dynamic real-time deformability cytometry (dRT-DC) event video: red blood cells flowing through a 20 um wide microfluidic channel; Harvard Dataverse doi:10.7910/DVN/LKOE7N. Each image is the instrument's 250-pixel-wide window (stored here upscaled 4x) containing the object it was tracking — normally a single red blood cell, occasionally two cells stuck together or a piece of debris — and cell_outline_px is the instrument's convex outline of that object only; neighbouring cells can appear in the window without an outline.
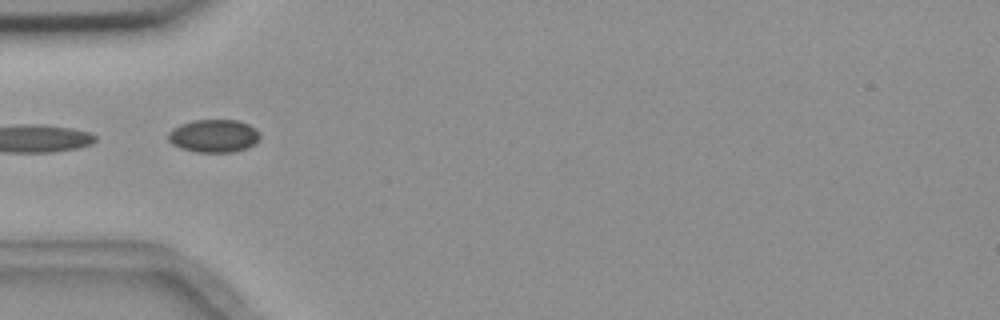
{"species": "common noctule bat (a hibernating species)", "species_latin": "Nyctalus noctula", "temperature_condition": "room temperature", "stored_images_in_passage": 7, "camera_frame_rate_fps": 3000, "um_per_image_px": 0.085, "animal": {"sex": "female", "body_mass_g": 18.4}, "frame": {"image": 1, "passage_image": 3, "time_ms": 3.333, "image_size_px": [1000, 320], "cell_outline_px": [[260, 140], [256, 144], [248, 148], [232, 152], [196, 152], [180, 148], [172, 144], [168, 140], [168, 132], [172, 128], [180, 124], [192, 120], [236, 120], [248, 124], [256, 128], [260, 132]], "centroid_in_image_um": [18.19, 11.55], "position_along_channel_um": 66.8, "area_um2": 17.92}}
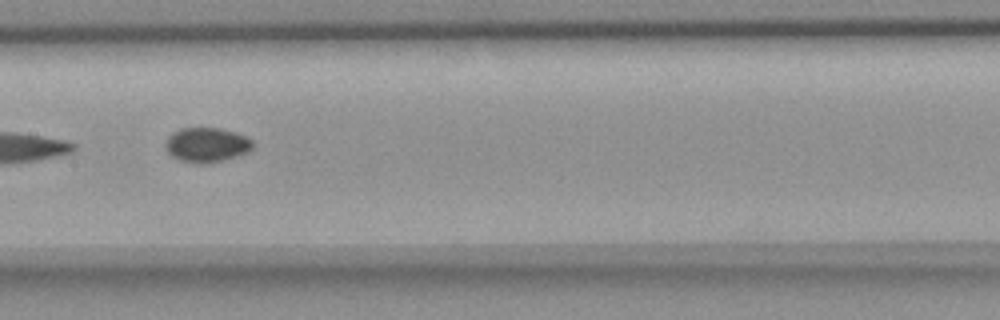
{"frame": {"image": 2, "passage_image": 6, "time_ms": 6.667, "image_size_px": [1000, 320], "cell_outline_px": [[256, 144], [248, 152], [236, 156], [208, 164], [200, 164], [180, 160], [172, 156], [164, 148], [164, 144], [168, 136], [172, 132], [180, 128], [220, 128], [236, 132], [252, 140]], "centroid_in_image_um": [17.56, 12.31], "position_along_channel_um": 189.8, "area_um2": 17.8}}
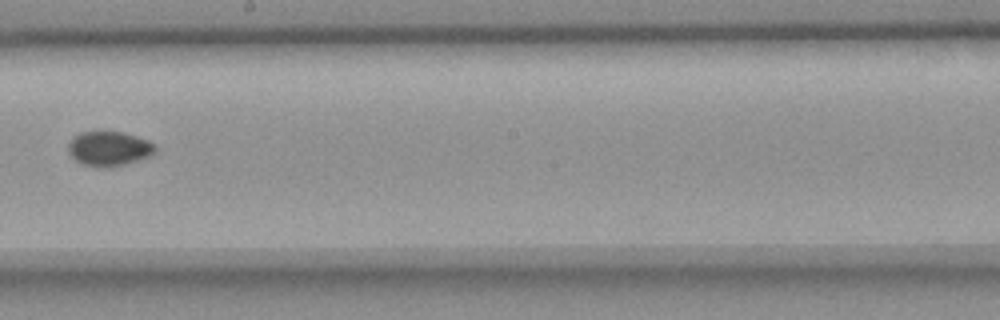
{"frame": {"image": 3, "passage_image": 7, "time_ms": 8.0, "image_size_px": [1000, 320], "cell_outline_px": [[156, 152], [148, 156], [124, 164], [108, 168], [96, 168], [84, 164], [76, 160], [68, 152], [68, 144], [72, 136], [80, 132], [100, 128], [124, 132], [148, 140], [156, 144]], "centroid_in_image_um": [9.23, 12.58], "position_along_channel_um": 239.0, "area_um2": 18.26}}